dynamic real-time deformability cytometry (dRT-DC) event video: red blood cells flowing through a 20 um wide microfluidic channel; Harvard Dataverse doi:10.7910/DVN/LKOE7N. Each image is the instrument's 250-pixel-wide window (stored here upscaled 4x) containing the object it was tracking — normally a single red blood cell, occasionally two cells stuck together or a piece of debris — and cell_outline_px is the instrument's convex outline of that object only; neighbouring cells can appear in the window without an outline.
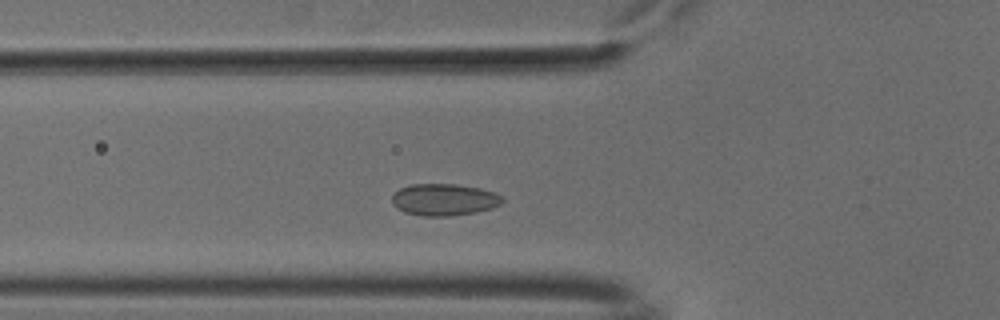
{"species": "common noctule bat (a hibernating species)", "species_latin": "Nyctalus noctula", "temperature_condition": "cold", "stored_images_in_passage": 36, "camera_frame_rate_fps": 3000, "um_per_image_px": 0.085, "animal": {"sex": "male", "body_mass_g": 18.8}, "frame": {"image": 1, "passage_image": 10, "time_ms": 3.0, "image_size_px": [1000, 320], "cell_outline_px": [[504, 200], [500, 204], [492, 208], [476, 212], [448, 216], [424, 216], [404, 212], [396, 208], [392, 204], [392, 196], [400, 188], [412, 184], [456, 184], [480, 188], [504, 196]], "centroid_in_image_um": [37.75, 16.97], "position_along_channel_um": 88.1, "area_um2": 20.52}}
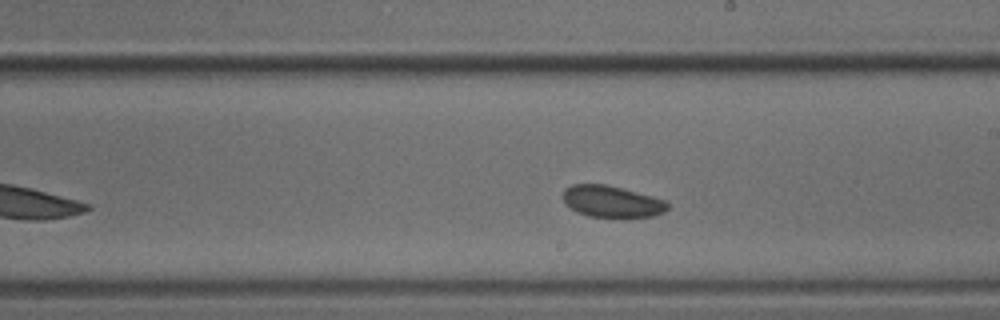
{"frame": {"image": 2, "passage_image": 22, "time_ms": 7.0, "image_size_px": [1000, 320], "cell_outline_px": [[668, 208], [664, 212], [652, 216], [588, 216], [576, 212], [564, 204], [564, 188], [572, 184], [604, 184], [652, 196], [664, 200], [668, 204]], "centroid_in_image_um": [51.95, 17.12], "position_along_channel_um": 237.0, "area_um2": 18.9}}
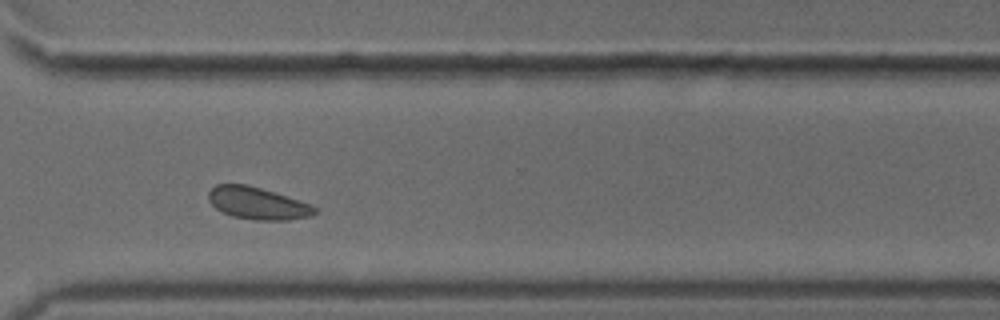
{"frame": {"image": 3, "passage_image": 31, "time_ms": 10.0, "image_size_px": [1000, 320], "cell_outline_px": [[320, 212], [312, 216], [288, 220], [256, 220], [232, 216], [216, 208], [208, 200], [208, 192], [216, 184], [248, 184], [308, 204], [316, 208]], "centroid_in_image_um": [21.88, 17.29], "position_along_channel_um": 348.7, "area_um2": 19.65}, "authors_computed_cell_mechanics": {"area_um2": 19.7676, "velocity_mm_per_s": 3.7161, "shape_relaxation_time_tau1_ms": null, "shape_relaxation_time_tau2_ms": 1.5314, "deformation_change_tau1": null, "deformation_change_tau2": 0.0354}}